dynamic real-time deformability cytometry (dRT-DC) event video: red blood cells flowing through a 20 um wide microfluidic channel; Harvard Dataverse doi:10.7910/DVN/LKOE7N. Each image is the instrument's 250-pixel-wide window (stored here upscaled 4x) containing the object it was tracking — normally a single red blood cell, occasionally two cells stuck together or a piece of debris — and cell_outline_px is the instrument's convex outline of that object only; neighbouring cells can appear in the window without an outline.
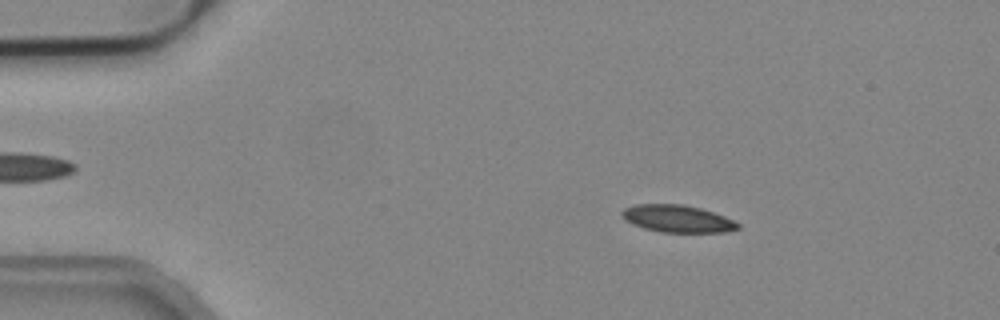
{"species": "common noctule bat (a hibernating species)", "species_latin": "Nyctalus noctula", "temperature_condition": "cold", "stored_images_in_passage": 52, "camera_frame_rate_fps": 3000, "um_per_image_px": 0.085, "animal": {"sex": "male", "body_mass_g": 19.2, "forearm_length_mm": 51.8}, "frame": {"image": 1, "passage_image": 8, "time_ms": 2.333, "image_size_px": [1000, 320], "cell_outline_px": [[740, 228], [728, 232], [660, 232], [644, 228], [632, 224], [624, 220], [620, 216], [620, 212], [624, 208], [636, 204], [684, 204], [700, 208], [724, 216], [740, 224]], "centroid_in_image_um": [57.55, 18.59], "position_along_channel_um": 27.5, "area_um2": 18.55}}
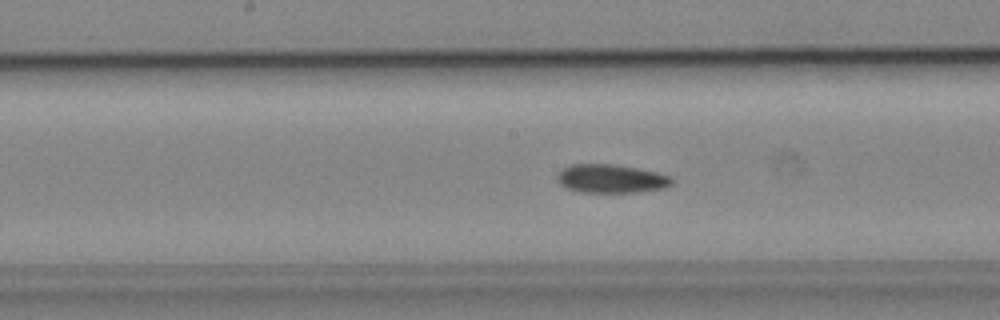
{"frame": {"image": 2, "passage_image": 26, "time_ms": 8.333, "image_size_px": [1000, 320], "cell_outline_px": [[672, 184], [664, 188], [636, 192], [580, 192], [568, 188], [560, 184], [556, 180], [556, 176], [564, 168], [572, 164], [612, 164], [636, 168], [656, 172], [672, 176]], "centroid_in_image_um": [51.94, 15.19], "position_along_channel_um": 196.3, "area_um2": 18.96}}
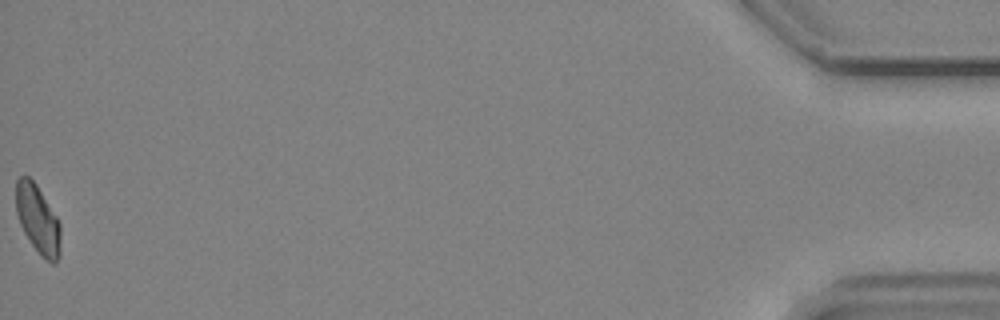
{"frame": {"image": 3, "passage_image": 52, "time_ms": 17.0, "image_size_px": [1000, 320], "cell_outline_px": [[60, 256], [56, 264], [52, 264], [40, 256], [24, 232], [20, 224], [16, 212], [16, 180], [20, 176], [28, 176], [36, 184], [56, 216], [60, 224]], "centroid_in_image_um": [3.22, 18.68], "position_along_channel_um": 432.0, "area_um2": 17.8}}